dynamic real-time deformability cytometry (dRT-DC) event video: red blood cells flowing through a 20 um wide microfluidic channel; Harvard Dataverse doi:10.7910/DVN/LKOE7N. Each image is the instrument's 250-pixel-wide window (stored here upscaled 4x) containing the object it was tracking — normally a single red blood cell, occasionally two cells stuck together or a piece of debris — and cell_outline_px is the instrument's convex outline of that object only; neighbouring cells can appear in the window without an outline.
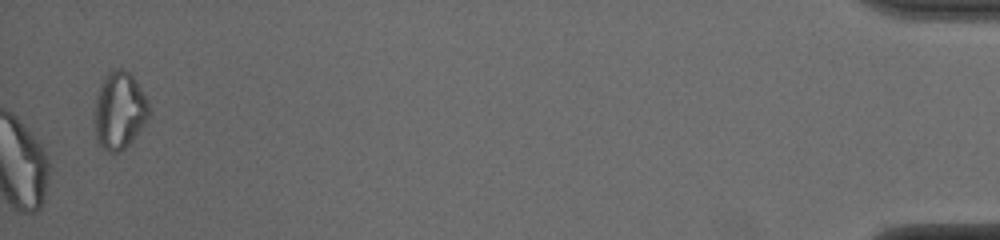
{"species": "common noctule bat (a hibernating species)", "species_latin": "Nyctalus noctula", "temperature_condition": "cold", "stored_images_in_passage": 35, "camera_frame_rate_fps": 3000, "um_per_image_px": 0.085, "animal": {"sex": "male", "body_mass_g": 19.0, "forearm_length_mm": 50.8}, "frame": {"image": 1, "passage_image": 35, "time_ms": 11.333, "image_size_px": [1000, 240], "cell_outline_px": [[148, 116], [144, 124], [132, 140], [120, 152], [108, 152], [100, 144], [96, 136], [92, 120], [92, 116], [96, 96], [100, 84], [104, 76], [112, 68], [124, 68], [136, 80], [148, 100]], "centroid_in_image_um": [10.1, 9.36], "position_along_channel_um": 425.1, "area_um2": 24.8}}